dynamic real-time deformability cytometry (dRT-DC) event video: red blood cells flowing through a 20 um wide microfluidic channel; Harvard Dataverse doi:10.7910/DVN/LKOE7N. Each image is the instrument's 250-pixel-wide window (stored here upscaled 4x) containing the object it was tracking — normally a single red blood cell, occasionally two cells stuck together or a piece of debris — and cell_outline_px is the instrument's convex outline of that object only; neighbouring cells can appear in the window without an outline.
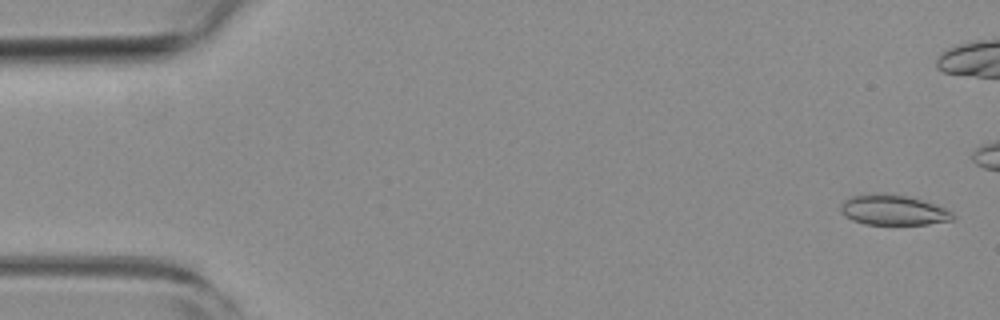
{"species": "common noctule bat (a hibernating species)", "species_latin": "Nyctalus noctula", "temperature_condition": "room temperature", "stored_images_in_passage": 54, "camera_frame_rate_fps": 3000, "um_per_image_px": 0.085, "animal": {"sex": "female", "body_mass_g": 19.3, "forearm_length_mm": 54.1}, "frame": {"image": 1, "passage_image": 2, "time_ms": 0.333, "image_size_px": [1000, 320], "cell_outline_px": [[956, 216], [952, 220], [928, 224], [864, 224], [852, 220], [844, 216], [840, 212], [840, 204], [844, 200], [852, 196], [884, 192], [912, 196], [936, 204], [952, 212]], "centroid_in_image_um": [75.92, 17.84], "position_along_channel_um": 9.1, "area_um2": 20.11}}
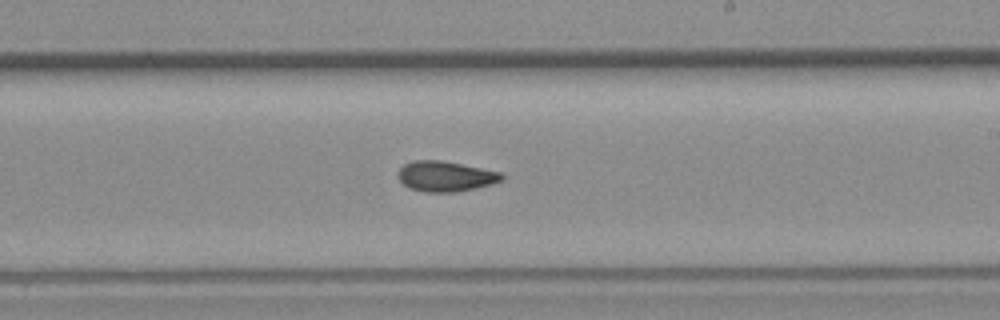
{"frame": {"image": 2, "passage_image": 31, "time_ms": 10.0, "image_size_px": [1000, 320], "cell_outline_px": [[504, 180], [492, 184], [476, 188], [456, 192], [424, 192], [408, 188], [400, 180], [400, 168], [404, 164], [412, 160], [440, 160], [500, 172], [504, 176]], "centroid_in_image_um": [37.88, 14.99], "position_along_channel_um": 251.1, "area_um2": 18.21}}
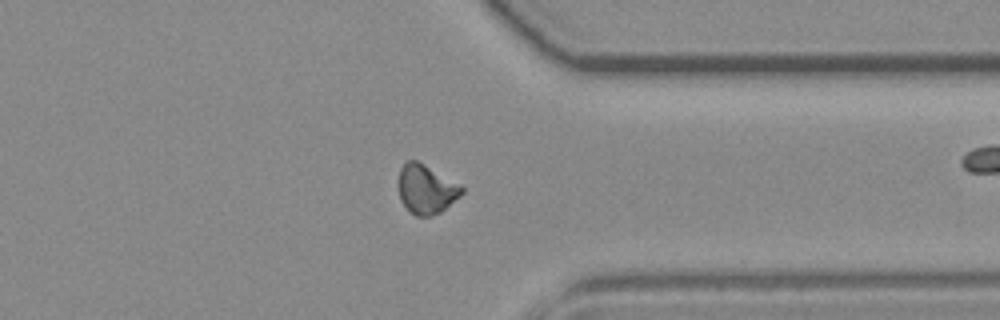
{"frame": {"image": 3, "passage_image": 41, "time_ms": 13.333, "image_size_px": [1000, 320], "cell_outline_px": [[464, 192], [460, 196], [440, 212], [432, 216], [416, 216], [400, 200], [400, 168], [408, 160], [416, 160], [460, 184], [464, 188]], "centroid_in_image_um": [36.25, 16.09], "position_along_channel_um": 375.1, "area_um2": 17.69}, "authors_computed_cell_mechanics": {"area_um2": 18.0336, "velocity_mm_per_s": 3.8726, "shape_relaxation_time_tau1_ms": null, "shape_relaxation_time_tau2_ms": 1.6922, "deformation_change_tau1": null, "deformation_change_tau2": 0.0577}}